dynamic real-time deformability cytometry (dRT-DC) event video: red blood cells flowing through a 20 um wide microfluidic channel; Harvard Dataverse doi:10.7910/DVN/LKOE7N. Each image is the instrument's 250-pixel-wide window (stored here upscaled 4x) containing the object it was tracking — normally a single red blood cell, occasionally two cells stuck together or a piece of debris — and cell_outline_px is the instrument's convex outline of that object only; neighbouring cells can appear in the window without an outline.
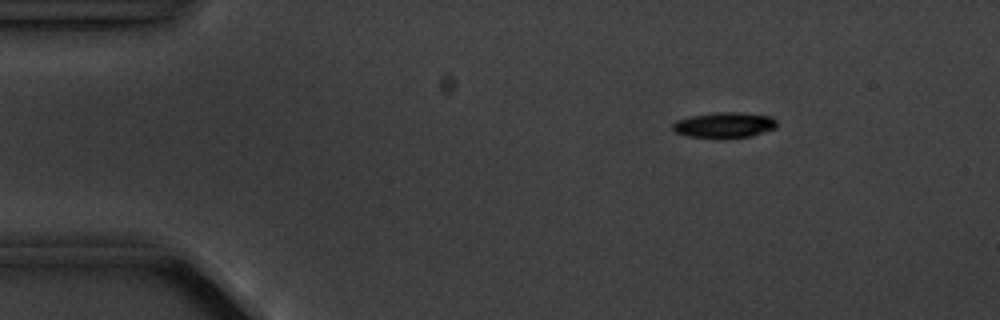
{"species": "common noctule bat (a hibernating species)", "species_latin": "Nyctalus noctula", "temperature_condition": "cold", "stored_images_in_passage": 4, "camera_frame_rate_fps": 3000, "um_per_image_px": 0.085, "animal": {"sex": "male", "body_mass_g": 20.1, "forearm_length_mm": 53.5}, "frame": {"image": 1, "passage_image": 1, "time_ms": 0.0, "image_size_px": [1000, 320], "cell_outline_px": [[776, 128], [752, 136], [724, 140], [720, 140], [688, 136], [676, 132], [672, 128], [672, 124], [676, 120], [692, 116], [720, 112], [736, 112], [772, 116], [776, 120]], "centroid_in_image_um": [61.58, 10.66], "position_along_channel_um": 23.4, "area_um2": 15.9}}